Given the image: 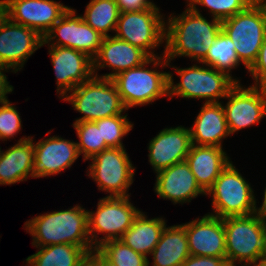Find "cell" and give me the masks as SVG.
<instances>
[{"label":"cell","instance_id":"1","mask_svg":"<svg viewBox=\"0 0 266 266\" xmlns=\"http://www.w3.org/2000/svg\"><path fill=\"white\" fill-rule=\"evenodd\" d=\"M171 16L165 24V50L168 63L175 57L187 56L201 62L221 31V21L208 22L196 6H189L178 16Z\"/></svg>","mask_w":266,"mask_h":266},{"label":"cell","instance_id":"2","mask_svg":"<svg viewBox=\"0 0 266 266\" xmlns=\"http://www.w3.org/2000/svg\"><path fill=\"white\" fill-rule=\"evenodd\" d=\"M24 226L33 237L34 247L72 244L87 252L94 249L88 233V210L80 205L36 216L26 221Z\"/></svg>","mask_w":266,"mask_h":266},{"label":"cell","instance_id":"3","mask_svg":"<svg viewBox=\"0 0 266 266\" xmlns=\"http://www.w3.org/2000/svg\"><path fill=\"white\" fill-rule=\"evenodd\" d=\"M162 55L150 57L142 65L125 70L112 78L127 110L133 106L151 104L156 99L169 96V72H160L156 69L158 66L171 67L164 54ZM151 63L156 70L146 67Z\"/></svg>","mask_w":266,"mask_h":266},{"label":"cell","instance_id":"4","mask_svg":"<svg viewBox=\"0 0 266 266\" xmlns=\"http://www.w3.org/2000/svg\"><path fill=\"white\" fill-rule=\"evenodd\" d=\"M226 262L241 266H256L260 263L264 251L266 218L258 211L247 216H229L223 218ZM243 263V264H242Z\"/></svg>","mask_w":266,"mask_h":266},{"label":"cell","instance_id":"5","mask_svg":"<svg viewBox=\"0 0 266 266\" xmlns=\"http://www.w3.org/2000/svg\"><path fill=\"white\" fill-rule=\"evenodd\" d=\"M180 82L174 84L173 74L169 72V99L179 96L182 98L205 99V103H217L219 98L225 99L228 92L240 81L225 72L211 66L176 68Z\"/></svg>","mask_w":266,"mask_h":266},{"label":"cell","instance_id":"6","mask_svg":"<svg viewBox=\"0 0 266 266\" xmlns=\"http://www.w3.org/2000/svg\"><path fill=\"white\" fill-rule=\"evenodd\" d=\"M232 40L239 61L248 70L256 61L266 34V5L255 0L244 11L221 22Z\"/></svg>","mask_w":266,"mask_h":266},{"label":"cell","instance_id":"7","mask_svg":"<svg viewBox=\"0 0 266 266\" xmlns=\"http://www.w3.org/2000/svg\"><path fill=\"white\" fill-rule=\"evenodd\" d=\"M63 100L68 101L76 111L84 114L74 123L123 115V111L127 110L113 80L97 76L75 87Z\"/></svg>","mask_w":266,"mask_h":266},{"label":"cell","instance_id":"8","mask_svg":"<svg viewBox=\"0 0 266 266\" xmlns=\"http://www.w3.org/2000/svg\"><path fill=\"white\" fill-rule=\"evenodd\" d=\"M251 185L232 161L222 170L213 186L206 192L211 195L213 212L210 215L225 218L247 216L259 211Z\"/></svg>","mask_w":266,"mask_h":266},{"label":"cell","instance_id":"9","mask_svg":"<svg viewBox=\"0 0 266 266\" xmlns=\"http://www.w3.org/2000/svg\"><path fill=\"white\" fill-rule=\"evenodd\" d=\"M129 199L106 196L99 199L96 212L88 211V233L94 249L108 240L120 239L131 227L140 210ZM99 233L105 235L98 240Z\"/></svg>","mask_w":266,"mask_h":266},{"label":"cell","instance_id":"10","mask_svg":"<svg viewBox=\"0 0 266 266\" xmlns=\"http://www.w3.org/2000/svg\"><path fill=\"white\" fill-rule=\"evenodd\" d=\"M89 160L87 176L97 183L99 190L108 192L110 197H127L133 183L135 167L124 147L106 148Z\"/></svg>","mask_w":266,"mask_h":266},{"label":"cell","instance_id":"11","mask_svg":"<svg viewBox=\"0 0 266 266\" xmlns=\"http://www.w3.org/2000/svg\"><path fill=\"white\" fill-rule=\"evenodd\" d=\"M159 8L154 5L144 11L120 13L116 26V38L141 48L150 57L165 39V21Z\"/></svg>","mask_w":266,"mask_h":266},{"label":"cell","instance_id":"12","mask_svg":"<svg viewBox=\"0 0 266 266\" xmlns=\"http://www.w3.org/2000/svg\"><path fill=\"white\" fill-rule=\"evenodd\" d=\"M43 38V45L69 47L82 51L93 59L104 36L89 26L82 15H76V11L69 7Z\"/></svg>","mask_w":266,"mask_h":266},{"label":"cell","instance_id":"13","mask_svg":"<svg viewBox=\"0 0 266 266\" xmlns=\"http://www.w3.org/2000/svg\"><path fill=\"white\" fill-rule=\"evenodd\" d=\"M43 41L35 30L4 16L0 20V66L15 73L20 71L27 59L43 46Z\"/></svg>","mask_w":266,"mask_h":266},{"label":"cell","instance_id":"14","mask_svg":"<svg viewBox=\"0 0 266 266\" xmlns=\"http://www.w3.org/2000/svg\"><path fill=\"white\" fill-rule=\"evenodd\" d=\"M225 98L229 100L223 108L231 135L266 116V87L252 84L245 88L237 83Z\"/></svg>","mask_w":266,"mask_h":266},{"label":"cell","instance_id":"15","mask_svg":"<svg viewBox=\"0 0 266 266\" xmlns=\"http://www.w3.org/2000/svg\"><path fill=\"white\" fill-rule=\"evenodd\" d=\"M68 9L54 0H4V14L10 21L29 27L42 37Z\"/></svg>","mask_w":266,"mask_h":266},{"label":"cell","instance_id":"16","mask_svg":"<svg viewBox=\"0 0 266 266\" xmlns=\"http://www.w3.org/2000/svg\"><path fill=\"white\" fill-rule=\"evenodd\" d=\"M48 46L59 97L64 98L75 87L94 76L93 59L86 53L69 47Z\"/></svg>","mask_w":266,"mask_h":266},{"label":"cell","instance_id":"17","mask_svg":"<svg viewBox=\"0 0 266 266\" xmlns=\"http://www.w3.org/2000/svg\"><path fill=\"white\" fill-rule=\"evenodd\" d=\"M181 225L186 230L190 255L226 257L223 218L206 214Z\"/></svg>","mask_w":266,"mask_h":266},{"label":"cell","instance_id":"18","mask_svg":"<svg viewBox=\"0 0 266 266\" xmlns=\"http://www.w3.org/2000/svg\"><path fill=\"white\" fill-rule=\"evenodd\" d=\"M149 58L141 48L109 35L103 38L100 49L93 58L94 76H99L97 70L109 67L113 72L99 77L112 79L125 70L142 65Z\"/></svg>","mask_w":266,"mask_h":266},{"label":"cell","instance_id":"19","mask_svg":"<svg viewBox=\"0 0 266 266\" xmlns=\"http://www.w3.org/2000/svg\"><path fill=\"white\" fill-rule=\"evenodd\" d=\"M191 145L189 128L184 126L165 128L149 142V163L157 173L184 161Z\"/></svg>","mask_w":266,"mask_h":266},{"label":"cell","instance_id":"20","mask_svg":"<svg viewBox=\"0 0 266 266\" xmlns=\"http://www.w3.org/2000/svg\"><path fill=\"white\" fill-rule=\"evenodd\" d=\"M34 145V174L35 178L59 174L80 156L76 142L59 136H50Z\"/></svg>","mask_w":266,"mask_h":266},{"label":"cell","instance_id":"21","mask_svg":"<svg viewBox=\"0 0 266 266\" xmlns=\"http://www.w3.org/2000/svg\"><path fill=\"white\" fill-rule=\"evenodd\" d=\"M155 193L173 204L191 202L198 195L206 193L197 184L186 160L173 164L156 173Z\"/></svg>","mask_w":266,"mask_h":266},{"label":"cell","instance_id":"22","mask_svg":"<svg viewBox=\"0 0 266 266\" xmlns=\"http://www.w3.org/2000/svg\"><path fill=\"white\" fill-rule=\"evenodd\" d=\"M34 174L33 137H24L0 154V185L27 181Z\"/></svg>","mask_w":266,"mask_h":266},{"label":"cell","instance_id":"23","mask_svg":"<svg viewBox=\"0 0 266 266\" xmlns=\"http://www.w3.org/2000/svg\"><path fill=\"white\" fill-rule=\"evenodd\" d=\"M189 131L193 145L222 148V139L229 136L230 132L221 101L204 103Z\"/></svg>","mask_w":266,"mask_h":266},{"label":"cell","instance_id":"24","mask_svg":"<svg viewBox=\"0 0 266 266\" xmlns=\"http://www.w3.org/2000/svg\"><path fill=\"white\" fill-rule=\"evenodd\" d=\"M185 160L197 184L205 193L230 162L223 148L193 144Z\"/></svg>","mask_w":266,"mask_h":266},{"label":"cell","instance_id":"25","mask_svg":"<svg viewBox=\"0 0 266 266\" xmlns=\"http://www.w3.org/2000/svg\"><path fill=\"white\" fill-rule=\"evenodd\" d=\"M166 226L167 224L162 217L147 219V216L140 211L131 227L119 240L135 252L147 257L159 242Z\"/></svg>","mask_w":266,"mask_h":266},{"label":"cell","instance_id":"26","mask_svg":"<svg viewBox=\"0 0 266 266\" xmlns=\"http://www.w3.org/2000/svg\"><path fill=\"white\" fill-rule=\"evenodd\" d=\"M150 255L152 266H181L190 256L185 228L181 224L165 227Z\"/></svg>","mask_w":266,"mask_h":266},{"label":"cell","instance_id":"27","mask_svg":"<svg viewBox=\"0 0 266 266\" xmlns=\"http://www.w3.org/2000/svg\"><path fill=\"white\" fill-rule=\"evenodd\" d=\"M38 251L26 258V266H76L87 251L72 244L36 247Z\"/></svg>","mask_w":266,"mask_h":266},{"label":"cell","instance_id":"28","mask_svg":"<svg viewBox=\"0 0 266 266\" xmlns=\"http://www.w3.org/2000/svg\"><path fill=\"white\" fill-rule=\"evenodd\" d=\"M120 10L115 0H91L82 16L83 20L104 37L115 31Z\"/></svg>","mask_w":266,"mask_h":266},{"label":"cell","instance_id":"29","mask_svg":"<svg viewBox=\"0 0 266 266\" xmlns=\"http://www.w3.org/2000/svg\"><path fill=\"white\" fill-rule=\"evenodd\" d=\"M200 63L225 72L232 77L229 72L234 68L236 69L241 62L232 40L221 29L208 50L206 57Z\"/></svg>","mask_w":266,"mask_h":266},{"label":"cell","instance_id":"30","mask_svg":"<svg viewBox=\"0 0 266 266\" xmlns=\"http://www.w3.org/2000/svg\"><path fill=\"white\" fill-rule=\"evenodd\" d=\"M79 142L76 143L79 154H83V161L89 160L96 154L108 148L102 139L101 125L94 121L73 123Z\"/></svg>","mask_w":266,"mask_h":266},{"label":"cell","instance_id":"31","mask_svg":"<svg viewBox=\"0 0 266 266\" xmlns=\"http://www.w3.org/2000/svg\"><path fill=\"white\" fill-rule=\"evenodd\" d=\"M107 259L117 266H149L148 257L135 252L121 240H108L97 248Z\"/></svg>","mask_w":266,"mask_h":266},{"label":"cell","instance_id":"32","mask_svg":"<svg viewBox=\"0 0 266 266\" xmlns=\"http://www.w3.org/2000/svg\"><path fill=\"white\" fill-rule=\"evenodd\" d=\"M94 122L96 125H101L102 139L110 148L124 147L122 138L132 130L134 125L128 121L127 114L101 118Z\"/></svg>","mask_w":266,"mask_h":266},{"label":"cell","instance_id":"33","mask_svg":"<svg viewBox=\"0 0 266 266\" xmlns=\"http://www.w3.org/2000/svg\"><path fill=\"white\" fill-rule=\"evenodd\" d=\"M255 0H187L188 6L202 5L210 10L211 16L221 22L244 11Z\"/></svg>","mask_w":266,"mask_h":266},{"label":"cell","instance_id":"34","mask_svg":"<svg viewBox=\"0 0 266 266\" xmlns=\"http://www.w3.org/2000/svg\"><path fill=\"white\" fill-rule=\"evenodd\" d=\"M19 114L8 99L0 101V140L5 141L20 132L22 124Z\"/></svg>","mask_w":266,"mask_h":266},{"label":"cell","instance_id":"35","mask_svg":"<svg viewBox=\"0 0 266 266\" xmlns=\"http://www.w3.org/2000/svg\"><path fill=\"white\" fill-rule=\"evenodd\" d=\"M248 72L255 80L254 86L266 87V34L257 59L248 69Z\"/></svg>","mask_w":266,"mask_h":266},{"label":"cell","instance_id":"36","mask_svg":"<svg viewBox=\"0 0 266 266\" xmlns=\"http://www.w3.org/2000/svg\"><path fill=\"white\" fill-rule=\"evenodd\" d=\"M226 257L194 256L190 255L181 266H225Z\"/></svg>","mask_w":266,"mask_h":266},{"label":"cell","instance_id":"37","mask_svg":"<svg viewBox=\"0 0 266 266\" xmlns=\"http://www.w3.org/2000/svg\"><path fill=\"white\" fill-rule=\"evenodd\" d=\"M120 13L144 11L152 8L155 4L149 0H115Z\"/></svg>","mask_w":266,"mask_h":266},{"label":"cell","instance_id":"38","mask_svg":"<svg viewBox=\"0 0 266 266\" xmlns=\"http://www.w3.org/2000/svg\"><path fill=\"white\" fill-rule=\"evenodd\" d=\"M8 72L5 67L0 66V101L7 99V94L13 91V86L7 81V76L4 72Z\"/></svg>","mask_w":266,"mask_h":266},{"label":"cell","instance_id":"39","mask_svg":"<svg viewBox=\"0 0 266 266\" xmlns=\"http://www.w3.org/2000/svg\"><path fill=\"white\" fill-rule=\"evenodd\" d=\"M76 266H98V249L87 252Z\"/></svg>","mask_w":266,"mask_h":266},{"label":"cell","instance_id":"40","mask_svg":"<svg viewBox=\"0 0 266 266\" xmlns=\"http://www.w3.org/2000/svg\"><path fill=\"white\" fill-rule=\"evenodd\" d=\"M98 266H117L98 250Z\"/></svg>","mask_w":266,"mask_h":266},{"label":"cell","instance_id":"41","mask_svg":"<svg viewBox=\"0 0 266 266\" xmlns=\"http://www.w3.org/2000/svg\"><path fill=\"white\" fill-rule=\"evenodd\" d=\"M263 202H262V205L261 207H259V211L262 212V213H265L266 212V187H265V190H264V196H263Z\"/></svg>","mask_w":266,"mask_h":266},{"label":"cell","instance_id":"42","mask_svg":"<svg viewBox=\"0 0 266 266\" xmlns=\"http://www.w3.org/2000/svg\"><path fill=\"white\" fill-rule=\"evenodd\" d=\"M259 264H266V234L264 238V251H263L262 259Z\"/></svg>","mask_w":266,"mask_h":266},{"label":"cell","instance_id":"43","mask_svg":"<svg viewBox=\"0 0 266 266\" xmlns=\"http://www.w3.org/2000/svg\"><path fill=\"white\" fill-rule=\"evenodd\" d=\"M5 16L4 14V0H0V20Z\"/></svg>","mask_w":266,"mask_h":266},{"label":"cell","instance_id":"44","mask_svg":"<svg viewBox=\"0 0 266 266\" xmlns=\"http://www.w3.org/2000/svg\"><path fill=\"white\" fill-rule=\"evenodd\" d=\"M225 266H236V265H232V264L227 263Z\"/></svg>","mask_w":266,"mask_h":266},{"label":"cell","instance_id":"45","mask_svg":"<svg viewBox=\"0 0 266 266\" xmlns=\"http://www.w3.org/2000/svg\"><path fill=\"white\" fill-rule=\"evenodd\" d=\"M256 266H266V264H257Z\"/></svg>","mask_w":266,"mask_h":266}]
</instances>
